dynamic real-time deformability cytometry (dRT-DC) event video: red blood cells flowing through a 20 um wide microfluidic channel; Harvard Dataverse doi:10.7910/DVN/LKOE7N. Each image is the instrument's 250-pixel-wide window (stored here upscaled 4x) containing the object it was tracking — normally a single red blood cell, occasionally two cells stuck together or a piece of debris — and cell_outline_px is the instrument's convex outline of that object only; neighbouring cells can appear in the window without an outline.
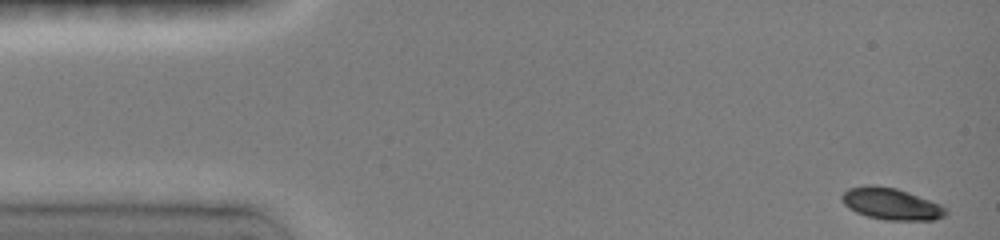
{"species": "common noctule bat (a hibernating species)", "species_latin": "Nyctalus noctula", "temperature_condition": "room temperature", "stored_images_in_passage": 40, "camera_frame_rate_fps": 3000, "um_per_image_px": 0.085, "animal": {"sex": "female", "body_mass_g": 19.0, "forearm_length_mm": 51.5}, "frame": {"image": 1, "passage_image": 1, "time_ms": 0.0, "image_size_px": [1000, 240], "cell_outline_px": [[948, 212], [944, 216], [936, 220], [884, 220], [868, 216], [856, 212], [848, 208], [844, 204], [840, 196], [848, 188], [864, 184], [872, 184], [896, 188], [908, 192], [940, 204], [948, 208]], "centroid_in_image_um": [75.74, 17.32], "position_along_channel_um": 9.3, "area_um2": 19.42}}
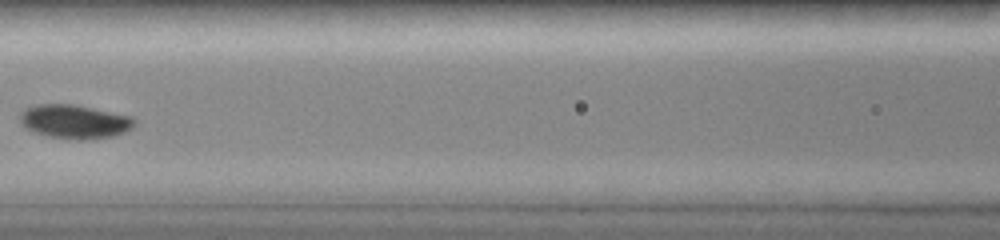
{"frame": {"image": 2, "passage_image": 18, "time_ms": 6.667, "image_size_px": [1000, 240], "cell_outline_px": [[136, 124], [132, 128], [124, 132], [112, 136], [84, 140], [80, 140], [48, 136], [32, 132], [24, 128], [20, 124], [20, 112], [24, 108], [36, 104], [72, 104], [132, 116], [136, 120]], "centroid_in_image_um": [6.3, 10.33], "position_along_channel_um": 160.3, "area_um2": 22.77}}
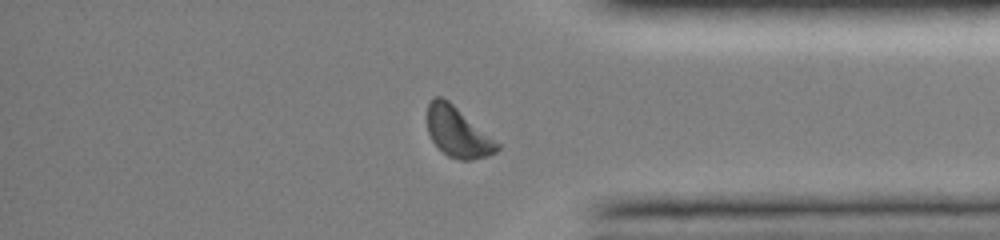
{"frame": {"image": 3, "passage_image": 37, "time_ms": 12.667, "image_size_px": [1000, 240], "cell_outline_px": [[500, 148], [496, 152], [488, 156], [472, 160], [460, 160], [448, 156], [432, 140], [428, 132], [428, 100], [432, 96], [440, 96], [448, 100], [500, 144]], "centroid_in_image_um": [38.9, 11.22], "position_along_channel_um": 396.3, "area_um2": 20.23}, "authors_computed_cell_mechanics": {"area_um2": 20.23, "velocity_mm_per_s": 3.9986, "shape_relaxation_time_tau1_ms": 2.6783, "shape_relaxation_time_tau2_ms": null, "deformation_change_tau1": 0.1365, "deformation_change_tau2": null}}